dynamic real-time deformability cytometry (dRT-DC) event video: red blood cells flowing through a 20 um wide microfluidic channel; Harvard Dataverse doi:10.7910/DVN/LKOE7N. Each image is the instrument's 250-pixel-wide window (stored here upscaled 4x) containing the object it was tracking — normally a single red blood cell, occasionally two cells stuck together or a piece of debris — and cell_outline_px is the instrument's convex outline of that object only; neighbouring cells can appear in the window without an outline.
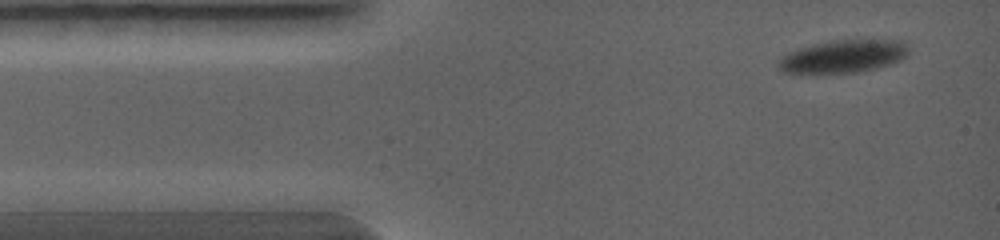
{"species": "common noctule bat (a hibernating species)", "species_latin": "Nyctalus noctula", "temperature_condition": "warm", "stored_images_in_passage": 4, "camera_frame_rate_fps": 5000, "um_per_image_px": 0.085, "animal": {"sex": "female", "body_mass_g": 19.0, "forearm_length_mm": 56.7}, "frame": {"image": 1, "passage_image": 1, "time_ms": 0.0, "image_size_px": [1000, 240], "cell_outline_px": [[908, 56], [900, 60], [876, 68], [856, 72], [784, 72], [776, 68], [776, 60], [780, 56], [796, 48], [812, 44], [832, 40], [904, 40], [908, 44]], "centroid_in_image_um": [71.64, 4.77], "position_along_channel_um": 13.4, "area_um2": 24.97}}
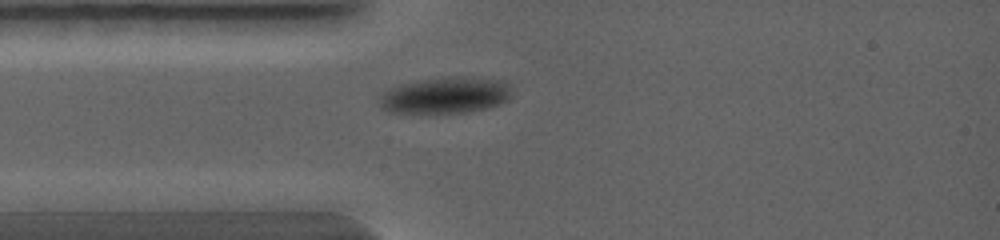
{"frame": {"image": 2, "passage_image": 4, "time_ms": 1.6, "image_size_px": [1000, 240], "cell_outline_px": [[512, 96], [508, 100], [500, 104], [488, 108], [468, 112], [432, 116], [388, 112], [380, 104], [380, 96], [384, 92], [392, 88], [404, 84], [424, 80], [504, 80], [508, 84], [512, 92]], "centroid_in_image_um": [37.84, 8.22], "position_along_channel_um": 47.2, "area_um2": 27.57}}